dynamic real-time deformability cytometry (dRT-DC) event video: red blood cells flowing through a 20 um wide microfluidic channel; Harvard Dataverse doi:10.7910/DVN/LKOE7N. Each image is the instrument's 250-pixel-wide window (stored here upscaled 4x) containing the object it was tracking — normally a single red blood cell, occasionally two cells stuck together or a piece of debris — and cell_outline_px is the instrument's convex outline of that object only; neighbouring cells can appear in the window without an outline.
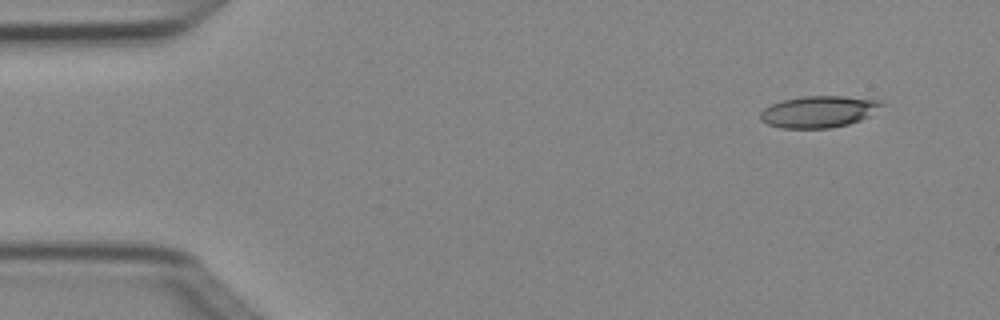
{"species": "Egyptian fruit bat (a non-hibernating species)", "species_latin": "Rousettus aegyptiacus", "temperature_condition": "cold", "stored_images_in_passage": 3, "camera_frame_rate_fps": 3000, "um_per_image_px": 0.085, "animal": {"sex": "female"}, "frame": {"image": 1, "passage_image": 1, "time_ms": 0.0, "image_size_px": [1000, 320], "cell_outline_px": [[884, 104], [868, 116], [860, 120], [848, 124], [832, 128], [780, 128], [768, 124], [760, 120], [760, 112], [764, 108], [772, 104], [784, 100], [804, 96], [844, 96], [880, 100]], "centroid_in_image_um": [69.57, 9.49], "position_along_channel_um": 15.4, "area_um2": 22.25}}